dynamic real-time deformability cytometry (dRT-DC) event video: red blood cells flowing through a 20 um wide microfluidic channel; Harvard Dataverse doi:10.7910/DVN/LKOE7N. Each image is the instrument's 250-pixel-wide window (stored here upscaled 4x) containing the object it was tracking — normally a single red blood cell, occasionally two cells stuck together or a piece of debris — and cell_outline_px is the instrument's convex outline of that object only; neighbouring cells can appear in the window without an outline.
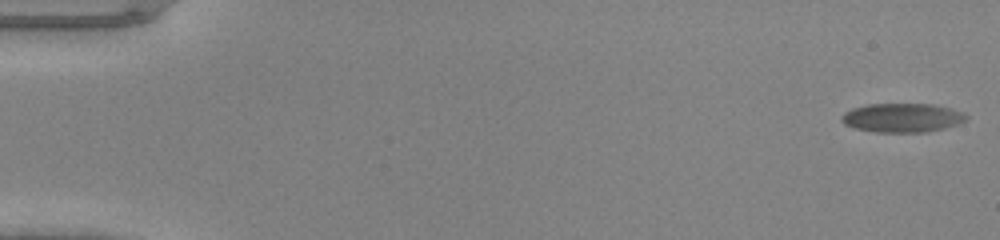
{"species": "common noctule bat (a hibernating species)", "species_latin": "Nyctalus noctula", "temperature_condition": "warm", "stored_images_in_passage": 50, "camera_frame_rate_fps": 3000, "um_per_image_px": 0.085, "animal": {"sex": "male", "body_mass_g": 20.0, "forearm_length_mm": 53.3}, "frame": {"image": 1, "passage_image": 1, "time_ms": 0.0, "image_size_px": [1000, 240], "cell_outline_px": [[968, 116], [964, 120], [956, 124], [944, 128], [924, 132], [876, 132], [856, 128], [844, 124], [840, 120], [844, 112], [852, 108], [868, 104], [932, 104], [948, 108], [960, 112]], "centroid_in_image_um": [76.63, 10.01], "position_along_channel_um": 8.4, "area_um2": 20.75}}
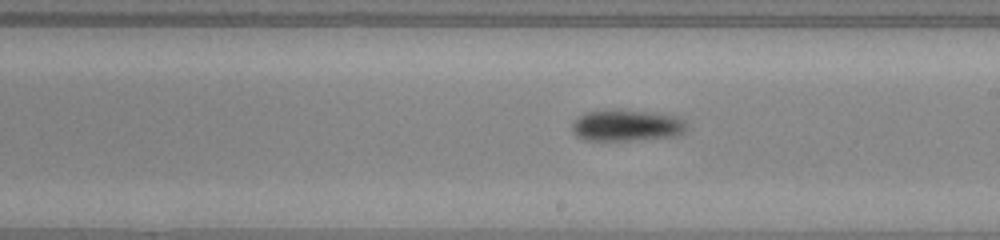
{"frame": {"image": 2, "passage_image": 29, "time_ms": 9.333, "image_size_px": [1000, 240], "cell_outline_px": [[688, 132], [676, 136], [632, 140], [584, 140], [576, 136], [572, 132], [572, 124], [584, 112], [612, 108], [616, 108], [656, 112], [676, 116], [684, 120], [688, 124]], "centroid_in_image_um": [53.31, 10.64], "position_along_channel_um": 235.7, "area_um2": 21.68}}
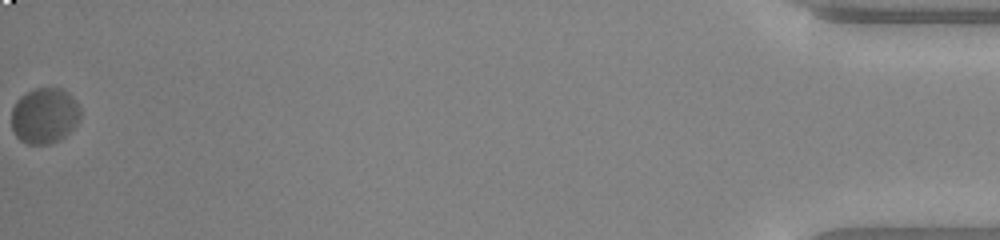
{"frame": {"image": 3, "passage_image": 50, "time_ms": 16.333, "image_size_px": [1000, 240], "cell_outline_px": [[80, 116], [76, 124], [60, 140], [48, 144], [28, 144], [20, 140], [16, 136], [12, 128], [12, 108], [16, 100], [20, 96], [36, 88], [60, 88], [68, 92], [80, 108]], "centroid_in_image_um": [3.76, 9.83], "position_along_channel_um": 431.4, "area_um2": 22.25}}